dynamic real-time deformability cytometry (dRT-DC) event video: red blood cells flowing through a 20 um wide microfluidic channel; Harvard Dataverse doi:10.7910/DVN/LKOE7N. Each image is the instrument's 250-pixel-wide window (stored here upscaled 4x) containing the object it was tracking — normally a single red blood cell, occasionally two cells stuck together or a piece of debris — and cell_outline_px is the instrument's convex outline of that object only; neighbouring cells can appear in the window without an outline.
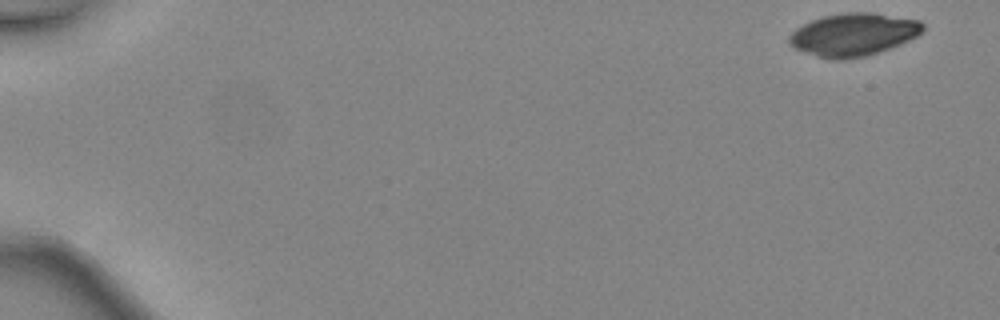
{"species": "common noctule bat (a hibernating species)", "species_latin": "Nyctalus noctula", "temperature_condition": "warm", "stored_images_in_passage": 45, "camera_frame_rate_fps": 3000, "um_per_image_px": 0.085, "animal": {"sex": "female", "body_mass_g": 24.6, "forearm_length_mm": 56.2}, "frame": {"image": 1, "passage_image": 1, "time_ms": 0.0, "image_size_px": [1000, 320], "cell_outline_px": [[924, 32], [900, 44], [864, 56], [844, 60], [832, 60], [816, 56], [796, 48], [788, 40], [788, 36], [796, 28], [812, 20], [824, 16], [844, 12], [872, 12], [920, 20], [924, 24]], "centroid_in_image_um": [72.56, 2.93], "position_along_channel_um": 12.4, "area_um2": 33.12}}